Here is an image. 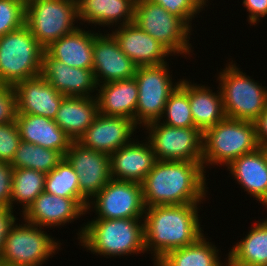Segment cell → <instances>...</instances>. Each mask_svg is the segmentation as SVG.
<instances>
[{"mask_svg":"<svg viewBox=\"0 0 267 266\" xmlns=\"http://www.w3.org/2000/svg\"><path fill=\"white\" fill-rule=\"evenodd\" d=\"M77 28L45 48V52L70 67L93 70V39L98 34Z\"/></svg>","mask_w":267,"mask_h":266,"instance_id":"cell-25","label":"cell"},{"mask_svg":"<svg viewBox=\"0 0 267 266\" xmlns=\"http://www.w3.org/2000/svg\"><path fill=\"white\" fill-rule=\"evenodd\" d=\"M134 23L164 45L173 55L191 53V29L162 6L150 0H136Z\"/></svg>","mask_w":267,"mask_h":266,"instance_id":"cell-8","label":"cell"},{"mask_svg":"<svg viewBox=\"0 0 267 266\" xmlns=\"http://www.w3.org/2000/svg\"><path fill=\"white\" fill-rule=\"evenodd\" d=\"M17 113L55 118L64 95L41 75L20 81L13 86Z\"/></svg>","mask_w":267,"mask_h":266,"instance_id":"cell-18","label":"cell"},{"mask_svg":"<svg viewBox=\"0 0 267 266\" xmlns=\"http://www.w3.org/2000/svg\"><path fill=\"white\" fill-rule=\"evenodd\" d=\"M239 69L231 62L218 75L224 113L227 118L254 122L267 106V87Z\"/></svg>","mask_w":267,"mask_h":266,"instance_id":"cell-6","label":"cell"},{"mask_svg":"<svg viewBox=\"0 0 267 266\" xmlns=\"http://www.w3.org/2000/svg\"><path fill=\"white\" fill-rule=\"evenodd\" d=\"M76 19L77 0H26L25 25L44 49L76 30Z\"/></svg>","mask_w":267,"mask_h":266,"instance_id":"cell-7","label":"cell"},{"mask_svg":"<svg viewBox=\"0 0 267 266\" xmlns=\"http://www.w3.org/2000/svg\"><path fill=\"white\" fill-rule=\"evenodd\" d=\"M189 103L194 125L202 133L226 117L221 91L215 94L209 87L189 81Z\"/></svg>","mask_w":267,"mask_h":266,"instance_id":"cell-27","label":"cell"},{"mask_svg":"<svg viewBox=\"0 0 267 266\" xmlns=\"http://www.w3.org/2000/svg\"><path fill=\"white\" fill-rule=\"evenodd\" d=\"M86 212L95 204L96 219L142 218L146 210L142 184L110 179L92 198ZM96 200V201H95Z\"/></svg>","mask_w":267,"mask_h":266,"instance_id":"cell-12","label":"cell"},{"mask_svg":"<svg viewBox=\"0 0 267 266\" xmlns=\"http://www.w3.org/2000/svg\"><path fill=\"white\" fill-rule=\"evenodd\" d=\"M261 148H263V150H264V154H265L266 159H267V147H261Z\"/></svg>","mask_w":267,"mask_h":266,"instance_id":"cell-43","label":"cell"},{"mask_svg":"<svg viewBox=\"0 0 267 266\" xmlns=\"http://www.w3.org/2000/svg\"><path fill=\"white\" fill-rule=\"evenodd\" d=\"M136 126L131 119L99 113L78 142L86 148L111 155L131 142Z\"/></svg>","mask_w":267,"mask_h":266,"instance_id":"cell-16","label":"cell"},{"mask_svg":"<svg viewBox=\"0 0 267 266\" xmlns=\"http://www.w3.org/2000/svg\"><path fill=\"white\" fill-rule=\"evenodd\" d=\"M118 26V29L112 31V35L117 40L120 49L138 67L163 64L168 55L172 56L164 45L134 22Z\"/></svg>","mask_w":267,"mask_h":266,"instance_id":"cell-19","label":"cell"},{"mask_svg":"<svg viewBox=\"0 0 267 266\" xmlns=\"http://www.w3.org/2000/svg\"><path fill=\"white\" fill-rule=\"evenodd\" d=\"M162 6L170 14L180 18L191 30L192 18L201 12L208 0H150ZM205 5V6H204Z\"/></svg>","mask_w":267,"mask_h":266,"instance_id":"cell-35","label":"cell"},{"mask_svg":"<svg viewBox=\"0 0 267 266\" xmlns=\"http://www.w3.org/2000/svg\"><path fill=\"white\" fill-rule=\"evenodd\" d=\"M86 208L81 198H65L43 191L22 215L24 222L48 228L71 223L86 214Z\"/></svg>","mask_w":267,"mask_h":266,"instance_id":"cell-15","label":"cell"},{"mask_svg":"<svg viewBox=\"0 0 267 266\" xmlns=\"http://www.w3.org/2000/svg\"><path fill=\"white\" fill-rule=\"evenodd\" d=\"M199 204L146 207L143 217L145 251L154 253V264L169 251L191 245L203 236L197 214Z\"/></svg>","mask_w":267,"mask_h":266,"instance_id":"cell-2","label":"cell"},{"mask_svg":"<svg viewBox=\"0 0 267 266\" xmlns=\"http://www.w3.org/2000/svg\"><path fill=\"white\" fill-rule=\"evenodd\" d=\"M254 123L259 147H267V106Z\"/></svg>","mask_w":267,"mask_h":266,"instance_id":"cell-41","label":"cell"},{"mask_svg":"<svg viewBox=\"0 0 267 266\" xmlns=\"http://www.w3.org/2000/svg\"><path fill=\"white\" fill-rule=\"evenodd\" d=\"M65 158L78 176L80 198L88 205L90 199L111 179L110 155L86 148L78 141H72Z\"/></svg>","mask_w":267,"mask_h":266,"instance_id":"cell-13","label":"cell"},{"mask_svg":"<svg viewBox=\"0 0 267 266\" xmlns=\"http://www.w3.org/2000/svg\"><path fill=\"white\" fill-rule=\"evenodd\" d=\"M46 174L40 171L27 168H13L12 190L10 197V207L14 203H23L21 212H25L33 203L36 197L45 189Z\"/></svg>","mask_w":267,"mask_h":266,"instance_id":"cell-31","label":"cell"},{"mask_svg":"<svg viewBox=\"0 0 267 266\" xmlns=\"http://www.w3.org/2000/svg\"><path fill=\"white\" fill-rule=\"evenodd\" d=\"M13 208L0 207V258L3 251L4 241L11 227L16 223Z\"/></svg>","mask_w":267,"mask_h":266,"instance_id":"cell-39","label":"cell"},{"mask_svg":"<svg viewBox=\"0 0 267 266\" xmlns=\"http://www.w3.org/2000/svg\"><path fill=\"white\" fill-rule=\"evenodd\" d=\"M45 49L24 25L0 37V83H16L41 75Z\"/></svg>","mask_w":267,"mask_h":266,"instance_id":"cell-5","label":"cell"},{"mask_svg":"<svg viewBox=\"0 0 267 266\" xmlns=\"http://www.w3.org/2000/svg\"><path fill=\"white\" fill-rule=\"evenodd\" d=\"M13 167L0 162V207H10Z\"/></svg>","mask_w":267,"mask_h":266,"instance_id":"cell-38","label":"cell"},{"mask_svg":"<svg viewBox=\"0 0 267 266\" xmlns=\"http://www.w3.org/2000/svg\"><path fill=\"white\" fill-rule=\"evenodd\" d=\"M135 3L136 0H77L78 20L95 26H116L117 22L126 25L134 22Z\"/></svg>","mask_w":267,"mask_h":266,"instance_id":"cell-26","label":"cell"},{"mask_svg":"<svg viewBox=\"0 0 267 266\" xmlns=\"http://www.w3.org/2000/svg\"><path fill=\"white\" fill-rule=\"evenodd\" d=\"M16 94L13 86L0 83V124L15 122Z\"/></svg>","mask_w":267,"mask_h":266,"instance_id":"cell-37","label":"cell"},{"mask_svg":"<svg viewBox=\"0 0 267 266\" xmlns=\"http://www.w3.org/2000/svg\"><path fill=\"white\" fill-rule=\"evenodd\" d=\"M0 266H20V265L10 264V263L0 261Z\"/></svg>","mask_w":267,"mask_h":266,"instance_id":"cell-42","label":"cell"},{"mask_svg":"<svg viewBox=\"0 0 267 266\" xmlns=\"http://www.w3.org/2000/svg\"><path fill=\"white\" fill-rule=\"evenodd\" d=\"M44 191L65 198H80L78 176L65 157L57 167L46 174Z\"/></svg>","mask_w":267,"mask_h":266,"instance_id":"cell-33","label":"cell"},{"mask_svg":"<svg viewBox=\"0 0 267 266\" xmlns=\"http://www.w3.org/2000/svg\"><path fill=\"white\" fill-rule=\"evenodd\" d=\"M42 229L29 222L14 224L4 241L0 261L20 266L44 264L59 249L60 243Z\"/></svg>","mask_w":267,"mask_h":266,"instance_id":"cell-11","label":"cell"},{"mask_svg":"<svg viewBox=\"0 0 267 266\" xmlns=\"http://www.w3.org/2000/svg\"><path fill=\"white\" fill-rule=\"evenodd\" d=\"M15 122L21 141L59 151L65 156L72 140L53 119L17 113Z\"/></svg>","mask_w":267,"mask_h":266,"instance_id":"cell-22","label":"cell"},{"mask_svg":"<svg viewBox=\"0 0 267 266\" xmlns=\"http://www.w3.org/2000/svg\"><path fill=\"white\" fill-rule=\"evenodd\" d=\"M259 147L253 121L225 117L203 133L202 165L228 166L243 154Z\"/></svg>","mask_w":267,"mask_h":266,"instance_id":"cell-4","label":"cell"},{"mask_svg":"<svg viewBox=\"0 0 267 266\" xmlns=\"http://www.w3.org/2000/svg\"><path fill=\"white\" fill-rule=\"evenodd\" d=\"M167 63L137 67L135 79L138 86V102L135 124H140V127L141 124L145 126L153 121H161L168 97L180 84L179 81L173 85Z\"/></svg>","mask_w":267,"mask_h":266,"instance_id":"cell-9","label":"cell"},{"mask_svg":"<svg viewBox=\"0 0 267 266\" xmlns=\"http://www.w3.org/2000/svg\"><path fill=\"white\" fill-rule=\"evenodd\" d=\"M155 162L150 142L134 140L110 155V177L142 184Z\"/></svg>","mask_w":267,"mask_h":266,"instance_id":"cell-20","label":"cell"},{"mask_svg":"<svg viewBox=\"0 0 267 266\" xmlns=\"http://www.w3.org/2000/svg\"><path fill=\"white\" fill-rule=\"evenodd\" d=\"M64 157L59 151L21 141L9 164L13 168L33 169L48 174Z\"/></svg>","mask_w":267,"mask_h":266,"instance_id":"cell-30","label":"cell"},{"mask_svg":"<svg viewBox=\"0 0 267 266\" xmlns=\"http://www.w3.org/2000/svg\"><path fill=\"white\" fill-rule=\"evenodd\" d=\"M20 143L16 122L0 124V162L10 163Z\"/></svg>","mask_w":267,"mask_h":266,"instance_id":"cell-36","label":"cell"},{"mask_svg":"<svg viewBox=\"0 0 267 266\" xmlns=\"http://www.w3.org/2000/svg\"><path fill=\"white\" fill-rule=\"evenodd\" d=\"M204 237L191 245L169 251L154 266H224L219 260L217 247Z\"/></svg>","mask_w":267,"mask_h":266,"instance_id":"cell-29","label":"cell"},{"mask_svg":"<svg viewBox=\"0 0 267 266\" xmlns=\"http://www.w3.org/2000/svg\"><path fill=\"white\" fill-rule=\"evenodd\" d=\"M102 34L93 39V73L97 85L134 78L138 66L120 49L112 34Z\"/></svg>","mask_w":267,"mask_h":266,"instance_id":"cell-14","label":"cell"},{"mask_svg":"<svg viewBox=\"0 0 267 266\" xmlns=\"http://www.w3.org/2000/svg\"><path fill=\"white\" fill-rule=\"evenodd\" d=\"M96 93L99 113L124 117L135 123L138 86L135 77L98 85Z\"/></svg>","mask_w":267,"mask_h":266,"instance_id":"cell-24","label":"cell"},{"mask_svg":"<svg viewBox=\"0 0 267 266\" xmlns=\"http://www.w3.org/2000/svg\"><path fill=\"white\" fill-rule=\"evenodd\" d=\"M139 219H94L77 235L81 246L100 256L144 254V222Z\"/></svg>","mask_w":267,"mask_h":266,"instance_id":"cell-3","label":"cell"},{"mask_svg":"<svg viewBox=\"0 0 267 266\" xmlns=\"http://www.w3.org/2000/svg\"><path fill=\"white\" fill-rule=\"evenodd\" d=\"M202 163L159 161L142 183L145 207L201 203L207 192Z\"/></svg>","mask_w":267,"mask_h":266,"instance_id":"cell-1","label":"cell"},{"mask_svg":"<svg viewBox=\"0 0 267 266\" xmlns=\"http://www.w3.org/2000/svg\"><path fill=\"white\" fill-rule=\"evenodd\" d=\"M26 0H0V37L25 25Z\"/></svg>","mask_w":267,"mask_h":266,"instance_id":"cell-34","label":"cell"},{"mask_svg":"<svg viewBox=\"0 0 267 266\" xmlns=\"http://www.w3.org/2000/svg\"><path fill=\"white\" fill-rule=\"evenodd\" d=\"M144 127L156 160L202 163L203 133L198 128L172 127L160 120Z\"/></svg>","mask_w":267,"mask_h":266,"instance_id":"cell-10","label":"cell"},{"mask_svg":"<svg viewBox=\"0 0 267 266\" xmlns=\"http://www.w3.org/2000/svg\"><path fill=\"white\" fill-rule=\"evenodd\" d=\"M226 167L242 189L267 208V159L263 148L243 154Z\"/></svg>","mask_w":267,"mask_h":266,"instance_id":"cell-21","label":"cell"},{"mask_svg":"<svg viewBox=\"0 0 267 266\" xmlns=\"http://www.w3.org/2000/svg\"><path fill=\"white\" fill-rule=\"evenodd\" d=\"M243 4L250 13L248 16L250 25L257 24L261 17L267 15V0H243Z\"/></svg>","mask_w":267,"mask_h":266,"instance_id":"cell-40","label":"cell"},{"mask_svg":"<svg viewBox=\"0 0 267 266\" xmlns=\"http://www.w3.org/2000/svg\"><path fill=\"white\" fill-rule=\"evenodd\" d=\"M99 114L97 99L65 96L54 118L72 141H78Z\"/></svg>","mask_w":267,"mask_h":266,"instance_id":"cell-23","label":"cell"},{"mask_svg":"<svg viewBox=\"0 0 267 266\" xmlns=\"http://www.w3.org/2000/svg\"><path fill=\"white\" fill-rule=\"evenodd\" d=\"M161 119L162 123L179 128L195 127L189 103V81L183 79L170 94Z\"/></svg>","mask_w":267,"mask_h":266,"instance_id":"cell-32","label":"cell"},{"mask_svg":"<svg viewBox=\"0 0 267 266\" xmlns=\"http://www.w3.org/2000/svg\"><path fill=\"white\" fill-rule=\"evenodd\" d=\"M41 76L64 96L91 97L90 93L98 89L93 70L70 67L45 51Z\"/></svg>","mask_w":267,"mask_h":266,"instance_id":"cell-17","label":"cell"},{"mask_svg":"<svg viewBox=\"0 0 267 266\" xmlns=\"http://www.w3.org/2000/svg\"><path fill=\"white\" fill-rule=\"evenodd\" d=\"M232 247L225 266H267V218Z\"/></svg>","mask_w":267,"mask_h":266,"instance_id":"cell-28","label":"cell"}]
</instances>
